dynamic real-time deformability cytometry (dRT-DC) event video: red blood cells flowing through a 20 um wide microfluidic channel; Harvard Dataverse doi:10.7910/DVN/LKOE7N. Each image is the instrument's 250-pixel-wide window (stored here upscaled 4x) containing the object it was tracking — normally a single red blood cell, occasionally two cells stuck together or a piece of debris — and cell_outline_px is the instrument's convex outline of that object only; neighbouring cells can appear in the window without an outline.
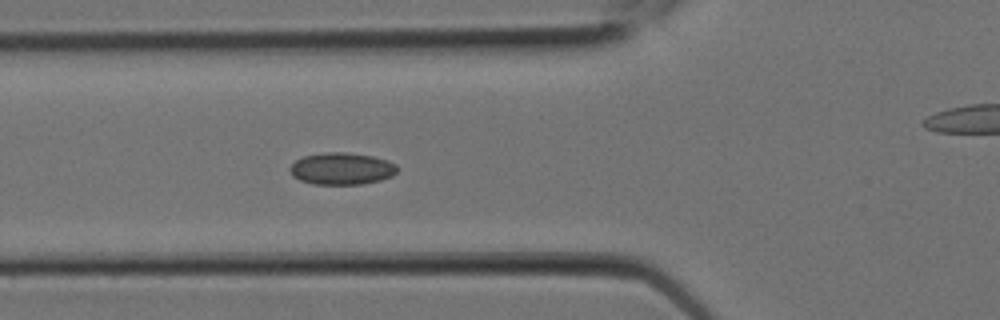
{"species": "Egyptian fruit bat (a non-hibernating species)", "species_latin": "Rousettus aegyptiacus", "temperature_condition": "room temperature", "stored_images_in_passage": 8, "segment_of_instrument_passage": [1, 2], "camera_frame_rate_fps": 3000, "um_per_image_px": 0.085, "animal": {"sex": "female"}, "frame": {"image": 1, "passage_image": 7, "time_ms": 2.0, "image_size_px": [1000, 320], "cell_outline_px": [[396, 172], [392, 176], [380, 180], [360, 184], [312, 184], [300, 180], [292, 176], [288, 168], [296, 160], [304, 156], [324, 152], [344, 152], [372, 156], [388, 160], [396, 164]], "centroid_in_image_um": [29.02, 14.33], "position_along_channel_um": 96.8, "area_um2": 20.0}}